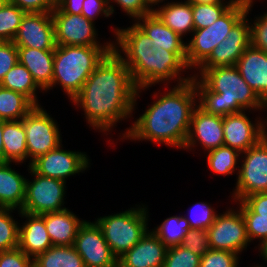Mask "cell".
<instances>
[{"mask_svg": "<svg viewBox=\"0 0 267 267\" xmlns=\"http://www.w3.org/2000/svg\"><path fill=\"white\" fill-rule=\"evenodd\" d=\"M224 145L223 117L209 114L197 106L192 114L190 129L183 150L194 154L197 147L207 153Z\"/></svg>", "mask_w": 267, "mask_h": 267, "instance_id": "e0dca14e", "label": "cell"}, {"mask_svg": "<svg viewBox=\"0 0 267 267\" xmlns=\"http://www.w3.org/2000/svg\"><path fill=\"white\" fill-rule=\"evenodd\" d=\"M246 110L223 116L224 145L245 152L266 136L265 118L258 116L251 120Z\"/></svg>", "mask_w": 267, "mask_h": 267, "instance_id": "9a60e30c", "label": "cell"}, {"mask_svg": "<svg viewBox=\"0 0 267 267\" xmlns=\"http://www.w3.org/2000/svg\"><path fill=\"white\" fill-rule=\"evenodd\" d=\"M251 45L248 14H244L231 28L211 54L197 68L235 66L245 49Z\"/></svg>", "mask_w": 267, "mask_h": 267, "instance_id": "2e32d148", "label": "cell"}, {"mask_svg": "<svg viewBox=\"0 0 267 267\" xmlns=\"http://www.w3.org/2000/svg\"><path fill=\"white\" fill-rule=\"evenodd\" d=\"M18 62L24 65L36 84L48 93L53 79L54 50L17 47Z\"/></svg>", "mask_w": 267, "mask_h": 267, "instance_id": "7402d4cb", "label": "cell"}, {"mask_svg": "<svg viewBox=\"0 0 267 267\" xmlns=\"http://www.w3.org/2000/svg\"><path fill=\"white\" fill-rule=\"evenodd\" d=\"M21 10L37 13H51L55 8V0H8Z\"/></svg>", "mask_w": 267, "mask_h": 267, "instance_id": "bcb514c9", "label": "cell"}, {"mask_svg": "<svg viewBox=\"0 0 267 267\" xmlns=\"http://www.w3.org/2000/svg\"><path fill=\"white\" fill-rule=\"evenodd\" d=\"M13 43L17 47L54 50L55 28L51 13H25Z\"/></svg>", "mask_w": 267, "mask_h": 267, "instance_id": "ac0fdd59", "label": "cell"}, {"mask_svg": "<svg viewBox=\"0 0 267 267\" xmlns=\"http://www.w3.org/2000/svg\"><path fill=\"white\" fill-rule=\"evenodd\" d=\"M167 248L149 229L136 245L118 258V267H163Z\"/></svg>", "mask_w": 267, "mask_h": 267, "instance_id": "d6986e66", "label": "cell"}, {"mask_svg": "<svg viewBox=\"0 0 267 267\" xmlns=\"http://www.w3.org/2000/svg\"><path fill=\"white\" fill-rule=\"evenodd\" d=\"M240 208L246 224V233L249 242L258 241L260 245L267 240V217H259L243 201H234Z\"/></svg>", "mask_w": 267, "mask_h": 267, "instance_id": "e575fe53", "label": "cell"}, {"mask_svg": "<svg viewBox=\"0 0 267 267\" xmlns=\"http://www.w3.org/2000/svg\"><path fill=\"white\" fill-rule=\"evenodd\" d=\"M18 62V50L13 41H0V82Z\"/></svg>", "mask_w": 267, "mask_h": 267, "instance_id": "7bdbcfd3", "label": "cell"}, {"mask_svg": "<svg viewBox=\"0 0 267 267\" xmlns=\"http://www.w3.org/2000/svg\"><path fill=\"white\" fill-rule=\"evenodd\" d=\"M4 120L0 119V162H5L4 145H3Z\"/></svg>", "mask_w": 267, "mask_h": 267, "instance_id": "f907efd6", "label": "cell"}, {"mask_svg": "<svg viewBox=\"0 0 267 267\" xmlns=\"http://www.w3.org/2000/svg\"><path fill=\"white\" fill-rule=\"evenodd\" d=\"M148 205L135 204L120 213H111L95 218L104 238L117 257L136 245L149 230L150 212Z\"/></svg>", "mask_w": 267, "mask_h": 267, "instance_id": "8992f818", "label": "cell"}, {"mask_svg": "<svg viewBox=\"0 0 267 267\" xmlns=\"http://www.w3.org/2000/svg\"><path fill=\"white\" fill-rule=\"evenodd\" d=\"M250 267H263V266H261V265H259L258 263H256L255 265H252V266H250Z\"/></svg>", "mask_w": 267, "mask_h": 267, "instance_id": "9f6ffc18", "label": "cell"}, {"mask_svg": "<svg viewBox=\"0 0 267 267\" xmlns=\"http://www.w3.org/2000/svg\"><path fill=\"white\" fill-rule=\"evenodd\" d=\"M189 222L184 215L167 217L161 224H158L151 231L167 246L180 245L187 230H190Z\"/></svg>", "mask_w": 267, "mask_h": 267, "instance_id": "1f68e13d", "label": "cell"}, {"mask_svg": "<svg viewBox=\"0 0 267 267\" xmlns=\"http://www.w3.org/2000/svg\"><path fill=\"white\" fill-rule=\"evenodd\" d=\"M145 1L152 10H154L156 6L158 7L162 4L169 3L168 0H145ZM172 1H175V0H170V2Z\"/></svg>", "mask_w": 267, "mask_h": 267, "instance_id": "f5cc1de1", "label": "cell"}, {"mask_svg": "<svg viewBox=\"0 0 267 267\" xmlns=\"http://www.w3.org/2000/svg\"><path fill=\"white\" fill-rule=\"evenodd\" d=\"M0 267H34V260L17 247L0 252Z\"/></svg>", "mask_w": 267, "mask_h": 267, "instance_id": "ee69618b", "label": "cell"}, {"mask_svg": "<svg viewBox=\"0 0 267 267\" xmlns=\"http://www.w3.org/2000/svg\"><path fill=\"white\" fill-rule=\"evenodd\" d=\"M234 3L198 4L192 3L193 23L195 29H203L218 20Z\"/></svg>", "mask_w": 267, "mask_h": 267, "instance_id": "836d02e7", "label": "cell"}, {"mask_svg": "<svg viewBox=\"0 0 267 267\" xmlns=\"http://www.w3.org/2000/svg\"><path fill=\"white\" fill-rule=\"evenodd\" d=\"M8 0H0V10L6 5Z\"/></svg>", "mask_w": 267, "mask_h": 267, "instance_id": "db71d44e", "label": "cell"}, {"mask_svg": "<svg viewBox=\"0 0 267 267\" xmlns=\"http://www.w3.org/2000/svg\"><path fill=\"white\" fill-rule=\"evenodd\" d=\"M26 195L21 212L41 215L48 212L64 210L67 185L65 181L37 174L27 165Z\"/></svg>", "mask_w": 267, "mask_h": 267, "instance_id": "9c48e42d", "label": "cell"}, {"mask_svg": "<svg viewBox=\"0 0 267 267\" xmlns=\"http://www.w3.org/2000/svg\"><path fill=\"white\" fill-rule=\"evenodd\" d=\"M33 260L34 267H85L82 257L73 245H52Z\"/></svg>", "mask_w": 267, "mask_h": 267, "instance_id": "f1b7e54d", "label": "cell"}, {"mask_svg": "<svg viewBox=\"0 0 267 267\" xmlns=\"http://www.w3.org/2000/svg\"><path fill=\"white\" fill-rule=\"evenodd\" d=\"M265 112H267V104H266V111ZM265 123H266V128H267V114L265 115Z\"/></svg>", "mask_w": 267, "mask_h": 267, "instance_id": "11a10c76", "label": "cell"}, {"mask_svg": "<svg viewBox=\"0 0 267 267\" xmlns=\"http://www.w3.org/2000/svg\"><path fill=\"white\" fill-rule=\"evenodd\" d=\"M235 66L247 84L267 104V53L250 45Z\"/></svg>", "mask_w": 267, "mask_h": 267, "instance_id": "ffe728a7", "label": "cell"}, {"mask_svg": "<svg viewBox=\"0 0 267 267\" xmlns=\"http://www.w3.org/2000/svg\"><path fill=\"white\" fill-rule=\"evenodd\" d=\"M240 258L234 252L210 249L200 258V267H240Z\"/></svg>", "mask_w": 267, "mask_h": 267, "instance_id": "ab89813d", "label": "cell"}, {"mask_svg": "<svg viewBox=\"0 0 267 267\" xmlns=\"http://www.w3.org/2000/svg\"><path fill=\"white\" fill-rule=\"evenodd\" d=\"M3 145L5 162H15L26 165L27 147L26 131L23 119L18 121H5L3 130Z\"/></svg>", "mask_w": 267, "mask_h": 267, "instance_id": "4316f807", "label": "cell"}, {"mask_svg": "<svg viewBox=\"0 0 267 267\" xmlns=\"http://www.w3.org/2000/svg\"><path fill=\"white\" fill-rule=\"evenodd\" d=\"M56 45L69 46H113V40L101 43L98 37L96 23L90 21L82 14H68L62 12L56 5L51 12Z\"/></svg>", "mask_w": 267, "mask_h": 267, "instance_id": "7c38bea8", "label": "cell"}, {"mask_svg": "<svg viewBox=\"0 0 267 267\" xmlns=\"http://www.w3.org/2000/svg\"><path fill=\"white\" fill-rule=\"evenodd\" d=\"M134 23L161 48L173 53H186V41L167 27L153 12L136 19Z\"/></svg>", "mask_w": 267, "mask_h": 267, "instance_id": "484cf974", "label": "cell"}, {"mask_svg": "<svg viewBox=\"0 0 267 267\" xmlns=\"http://www.w3.org/2000/svg\"><path fill=\"white\" fill-rule=\"evenodd\" d=\"M15 162H0V205L3 208L21 210L26 195V175H21L13 165Z\"/></svg>", "mask_w": 267, "mask_h": 267, "instance_id": "cb8c5ba5", "label": "cell"}, {"mask_svg": "<svg viewBox=\"0 0 267 267\" xmlns=\"http://www.w3.org/2000/svg\"><path fill=\"white\" fill-rule=\"evenodd\" d=\"M192 74L198 106L205 112L223 117L244 110L249 114L266 111V104L236 66L196 68Z\"/></svg>", "mask_w": 267, "mask_h": 267, "instance_id": "277c9868", "label": "cell"}, {"mask_svg": "<svg viewBox=\"0 0 267 267\" xmlns=\"http://www.w3.org/2000/svg\"><path fill=\"white\" fill-rule=\"evenodd\" d=\"M28 165L39 156L62 144V134L57 120L44 106H35L24 118Z\"/></svg>", "mask_w": 267, "mask_h": 267, "instance_id": "30bf717a", "label": "cell"}, {"mask_svg": "<svg viewBox=\"0 0 267 267\" xmlns=\"http://www.w3.org/2000/svg\"><path fill=\"white\" fill-rule=\"evenodd\" d=\"M35 105L23 94L0 86V119L22 120Z\"/></svg>", "mask_w": 267, "mask_h": 267, "instance_id": "4dcf8cb0", "label": "cell"}, {"mask_svg": "<svg viewBox=\"0 0 267 267\" xmlns=\"http://www.w3.org/2000/svg\"><path fill=\"white\" fill-rule=\"evenodd\" d=\"M84 0H55V5L64 13L81 14Z\"/></svg>", "mask_w": 267, "mask_h": 267, "instance_id": "c3c4849f", "label": "cell"}, {"mask_svg": "<svg viewBox=\"0 0 267 267\" xmlns=\"http://www.w3.org/2000/svg\"><path fill=\"white\" fill-rule=\"evenodd\" d=\"M204 156L207 157L208 170L210 169L212 174L224 177L234 174L237 176L241 158V153L237 150L223 145L208 151Z\"/></svg>", "mask_w": 267, "mask_h": 267, "instance_id": "f546056e", "label": "cell"}, {"mask_svg": "<svg viewBox=\"0 0 267 267\" xmlns=\"http://www.w3.org/2000/svg\"><path fill=\"white\" fill-rule=\"evenodd\" d=\"M25 13L15 4L6 3L0 10V41H13Z\"/></svg>", "mask_w": 267, "mask_h": 267, "instance_id": "d590c367", "label": "cell"}, {"mask_svg": "<svg viewBox=\"0 0 267 267\" xmlns=\"http://www.w3.org/2000/svg\"><path fill=\"white\" fill-rule=\"evenodd\" d=\"M163 267H200V257L181 245L168 247Z\"/></svg>", "mask_w": 267, "mask_h": 267, "instance_id": "f35d334b", "label": "cell"}, {"mask_svg": "<svg viewBox=\"0 0 267 267\" xmlns=\"http://www.w3.org/2000/svg\"><path fill=\"white\" fill-rule=\"evenodd\" d=\"M153 13L171 30L184 40L194 31L192 3L187 0H176L162 4Z\"/></svg>", "mask_w": 267, "mask_h": 267, "instance_id": "d4e9b609", "label": "cell"}, {"mask_svg": "<svg viewBox=\"0 0 267 267\" xmlns=\"http://www.w3.org/2000/svg\"><path fill=\"white\" fill-rule=\"evenodd\" d=\"M141 93L142 88L137 89L128 67L112 50L70 102L76 109H82L89 128L107 136V143L115 148L114 138H108V135L112 136L111 132L118 123L128 122L135 115Z\"/></svg>", "mask_w": 267, "mask_h": 267, "instance_id": "6da1fadb", "label": "cell"}, {"mask_svg": "<svg viewBox=\"0 0 267 267\" xmlns=\"http://www.w3.org/2000/svg\"><path fill=\"white\" fill-rule=\"evenodd\" d=\"M12 213L16 215L20 214V211L12 208L0 210V252L12 250L19 246L20 220H17Z\"/></svg>", "mask_w": 267, "mask_h": 267, "instance_id": "d6a6232c", "label": "cell"}, {"mask_svg": "<svg viewBox=\"0 0 267 267\" xmlns=\"http://www.w3.org/2000/svg\"><path fill=\"white\" fill-rule=\"evenodd\" d=\"M258 250L259 254L258 256H260V258H262L263 262H259L258 264L263 266V267H267V240L263 241L260 245H257L254 247V249ZM263 263V264H262ZM266 264V266H265Z\"/></svg>", "mask_w": 267, "mask_h": 267, "instance_id": "681fc988", "label": "cell"}, {"mask_svg": "<svg viewBox=\"0 0 267 267\" xmlns=\"http://www.w3.org/2000/svg\"><path fill=\"white\" fill-rule=\"evenodd\" d=\"M40 216L45 221L46 231L53 245L72 246L79 227L85 221L68 208Z\"/></svg>", "mask_w": 267, "mask_h": 267, "instance_id": "603a6c76", "label": "cell"}, {"mask_svg": "<svg viewBox=\"0 0 267 267\" xmlns=\"http://www.w3.org/2000/svg\"><path fill=\"white\" fill-rule=\"evenodd\" d=\"M86 152L64 149L60 144L55 149L39 156L30 167L39 175L56 178L67 182L70 176H76L88 171L91 167V159Z\"/></svg>", "mask_w": 267, "mask_h": 267, "instance_id": "4fadbf2b", "label": "cell"}, {"mask_svg": "<svg viewBox=\"0 0 267 267\" xmlns=\"http://www.w3.org/2000/svg\"><path fill=\"white\" fill-rule=\"evenodd\" d=\"M18 216L22 220L19 224V246L27 256L35 258L48 250L53 244L46 231L45 221L40 215L21 212Z\"/></svg>", "mask_w": 267, "mask_h": 267, "instance_id": "44dd1931", "label": "cell"}, {"mask_svg": "<svg viewBox=\"0 0 267 267\" xmlns=\"http://www.w3.org/2000/svg\"><path fill=\"white\" fill-rule=\"evenodd\" d=\"M153 92V102L131 122L130 127L118 133L117 141H145L183 150L190 129L194 109L198 106V96L193 81L181 85L161 86ZM166 88V89H165Z\"/></svg>", "mask_w": 267, "mask_h": 267, "instance_id": "7a4b0ae2", "label": "cell"}, {"mask_svg": "<svg viewBox=\"0 0 267 267\" xmlns=\"http://www.w3.org/2000/svg\"><path fill=\"white\" fill-rule=\"evenodd\" d=\"M108 3L112 16L116 14V7H120V10L125 13L124 15L132 20L131 22L153 12L145 0H108Z\"/></svg>", "mask_w": 267, "mask_h": 267, "instance_id": "60d3db41", "label": "cell"}, {"mask_svg": "<svg viewBox=\"0 0 267 267\" xmlns=\"http://www.w3.org/2000/svg\"><path fill=\"white\" fill-rule=\"evenodd\" d=\"M113 27V51L128 67L137 89L142 88L144 92L157 84L172 86L174 82L181 85L192 80L193 72H189L186 53H173L161 48L134 22L129 27ZM185 72L188 73L186 77Z\"/></svg>", "mask_w": 267, "mask_h": 267, "instance_id": "3957f363", "label": "cell"}, {"mask_svg": "<svg viewBox=\"0 0 267 267\" xmlns=\"http://www.w3.org/2000/svg\"><path fill=\"white\" fill-rule=\"evenodd\" d=\"M188 211V216L184 217L189 222L191 229L207 230L217 217L218 211L208 202H196Z\"/></svg>", "mask_w": 267, "mask_h": 267, "instance_id": "8d00e7d4", "label": "cell"}, {"mask_svg": "<svg viewBox=\"0 0 267 267\" xmlns=\"http://www.w3.org/2000/svg\"><path fill=\"white\" fill-rule=\"evenodd\" d=\"M227 207L225 211L219 212L213 224L207 229L211 249L225 250L242 255L250 242L246 233V224L237 206Z\"/></svg>", "mask_w": 267, "mask_h": 267, "instance_id": "8fae6325", "label": "cell"}, {"mask_svg": "<svg viewBox=\"0 0 267 267\" xmlns=\"http://www.w3.org/2000/svg\"><path fill=\"white\" fill-rule=\"evenodd\" d=\"M112 50L113 46L56 45L49 92L59 86L70 102L81 91L98 64Z\"/></svg>", "mask_w": 267, "mask_h": 267, "instance_id": "5b68a950", "label": "cell"}, {"mask_svg": "<svg viewBox=\"0 0 267 267\" xmlns=\"http://www.w3.org/2000/svg\"><path fill=\"white\" fill-rule=\"evenodd\" d=\"M81 14L96 23L99 17H112L108 0H84Z\"/></svg>", "mask_w": 267, "mask_h": 267, "instance_id": "f6af8a7d", "label": "cell"}, {"mask_svg": "<svg viewBox=\"0 0 267 267\" xmlns=\"http://www.w3.org/2000/svg\"><path fill=\"white\" fill-rule=\"evenodd\" d=\"M190 3H198V4H213V3H235L237 0H187Z\"/></svg>", "mask_w": 267, "mask_h": 267, "instance_id": "816d5d0a", "label": "cell"}, {"mask_svg": "<svg viewBox=\"0 0 267 267\" xmlns=\"http://www.w3.org/2000/svg\"><path fill=\"white\" fill-rule=\"evenodd\" d=\"M73 246L82 257L85 267H118V259L95 221H84L77 231Z\"/></svg>", "mask_w": 267, "mask_h": 267, "instance_id": "5bb4252c", "label": "cell"}, {"mask_svg": "<svg viewBox=\"0 0 267 267\" xmlns=\"http://www.w3.org/2000/svg\"><path fill=\"white\" fill-rule=\"evenodd\" d=\"M242 201L259 217H267V192L251 194Z\"/></svg>", "mask_w": 267, "mask_h": 267, "instance_id": "7dc6e473", "label": "cell"}, {"mask_svg": "<svg viewBox=\"0 0 267 267\" xmlns=\"http://www.w3.org/2000/svg\"><path fill=\"white\" fill-rule=\"evenodd\" d=\"M255 1V2H254ZM257 0H247L246 14H248L249 24H250V36H251V46L263 50L267 53V12L263 14L255 15L252 20L249 16L250 12L253 11L254 3ZM251 21V22H250Z\"/></svg>", "mask_w": 267, "mask_h": 267, "instance_id": "74e56055", "label": "cell"}, {"mask_svg": "<svg viewBox=\"0 0 267 267\" xmlns=\"http://www.w3.org/2000/svg\"><path fill=\"white\" fill-rule=\"evenodd\" d=\"M180 245L201 258L211 249L208 231L197 228L187 230Z\"/></svg>", "mask_w": 267, "mask_h": 267, "instance_id": "b9f144b4", "label": "cell"}, {"mask_svg": "<svg viewBox=\"0 0 267 267\" xmlns=\"http://www.w3.org/2000/svg\"><path fill=\"white\" fill-rule=\"evenodd\" d=\"M247 0H237L218 20L207 28L194 29L186 39L187 66L193 72L226 38L234 24L246 13Z\"/></svg>", "mask_w": 267, "mask_h": 267, "instance_id": "52a82bcc", "label": "cell"}, {"mask_svg": "<svg viewBox=\"0 0 267 267\" xmlns=\"http://www.w3.org/2000/svg\"><path fill=\"white\" fill-rule=\"evenodd\" d=\"M231 201H242L254 193L267 192V136L241 153Z\"/></svg>", "mask_w": 267, "mask_h": 267, "instance_id": "ba28073f", "label": "cell"}, {"mask_svg": "<svg viewBox=\"0 0 267 267\" xmlns=\"http://www.w3.org/2000/svg\"><path fill=\"white\" fill-rule=\"evenodd\" d=\"M0 86L26 96L35 106H39L38 92H45L36 84L29 70L17 62L4 76ZM40 90V91H39Z\"/></svg>", "mask_w": 267, "mask_h": 267, "instance_id": "83f0119b", "label": "cell"}]
</instances>
